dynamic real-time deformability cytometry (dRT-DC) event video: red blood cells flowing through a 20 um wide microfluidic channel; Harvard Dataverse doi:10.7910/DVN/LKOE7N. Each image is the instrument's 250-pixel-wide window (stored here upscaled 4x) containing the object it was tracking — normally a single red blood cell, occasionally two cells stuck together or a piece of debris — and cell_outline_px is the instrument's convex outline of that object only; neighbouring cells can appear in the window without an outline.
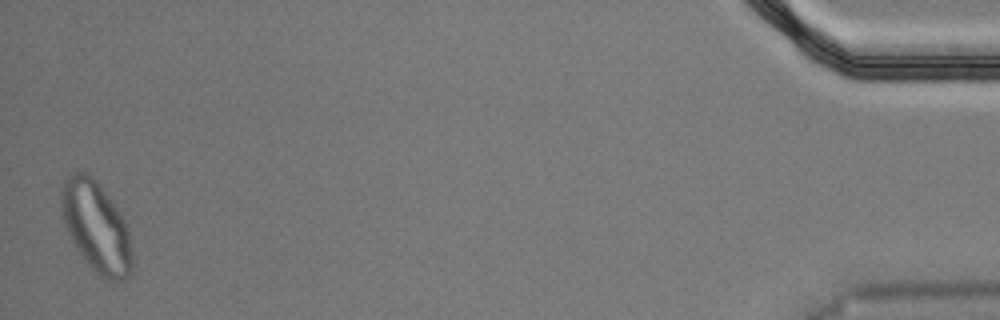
{"species": "Egyptian fruit bat (a non-hibernating species)", "species_latin": "Rousettus aegyptiacus", "temperature_condition": "cold", "stored_images_in_passage": 56, "segment_of_instrument_passage": [2, 2], "camera_frame_rate_fps": 3000, "um_per_image_px": 0.085, "animal": {"sex": "male"}, "frame": {"image": 1, "passage_image": 55, "time_ms": 18.0, "image_size_px": [1000, 320], "cell_outline_px": [[132, 272], [124, 280], [104, 280], [88, 264], [72, 240], [64, 224], [60, 204], [60, 192], [64, 180], [68, 176], [76, 172], [84, 172], [92, 176], [100, 184], [112, 200], [120, 212], [124, 220], [128, 232], [132, 256]], "centroid_in_image_um": [8.17, 19.27], "position_along_channel_um": 427.0, "area_um2": 37.22}}